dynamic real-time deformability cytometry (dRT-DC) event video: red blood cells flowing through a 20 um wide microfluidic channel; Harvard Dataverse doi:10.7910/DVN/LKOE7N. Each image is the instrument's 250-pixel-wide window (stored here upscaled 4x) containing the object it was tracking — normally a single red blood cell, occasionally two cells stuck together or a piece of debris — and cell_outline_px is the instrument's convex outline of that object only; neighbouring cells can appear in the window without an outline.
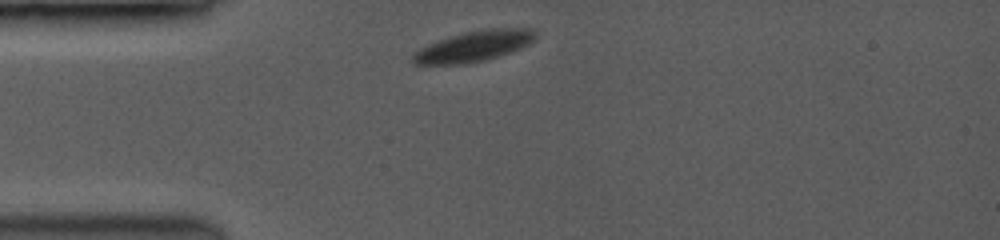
{"species": "common noctule bat (a hibernating species)", "species_latin": "Nyctalus noctula", "temperature_condition": "room temperature", "stored_images_in_passage": 4, "camera_frame_rate_fps": 3500, "um_per_image_px": 0.085, "animal": {"sex": "female", "body_mass_g": 19.0, "forearm_length_mm": 53.3}, "frame": {"image": 1, "passage_image": 1, "time_ms": 0.0, "image_size_px": [1000, 240], "cell_outline_px": [[536, 36], [528, 44], [520, 48], [496, 56], [464, 64], [416, 64], [412, 60], [412, 52], [428, 44], [464, 32], [488, 28], [528, 28]], "centroid_in_image_um": [40.22, 3.92], "position_along_channel_um": 44.8, "area_um2": 21.27}}
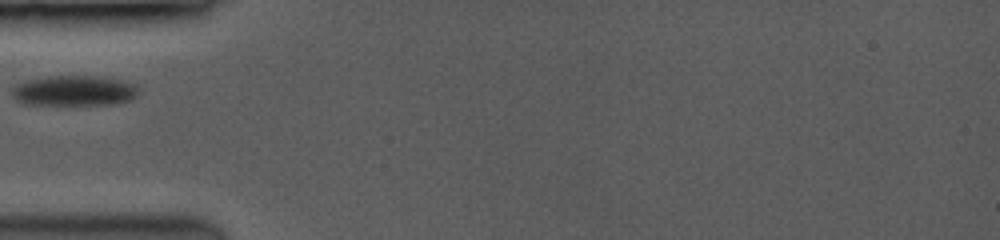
{"frame": {"image": 2, "passage_image": 3, "time_ms": 1.429, "image_size_px": [1000, 240], "cell_outline_px": [[136, 92], [128, 100], [108, 104], [28, 104], [12, 96], [12, 88], [16, 84], [24, 80], [48, 76], [100, 76], [120, 80], [132, 84], [136, 88]], "centroid_in_image_um": [6.21, 7.69], "position_along_channel_um": 78.8, "area_um2": 21.79}}